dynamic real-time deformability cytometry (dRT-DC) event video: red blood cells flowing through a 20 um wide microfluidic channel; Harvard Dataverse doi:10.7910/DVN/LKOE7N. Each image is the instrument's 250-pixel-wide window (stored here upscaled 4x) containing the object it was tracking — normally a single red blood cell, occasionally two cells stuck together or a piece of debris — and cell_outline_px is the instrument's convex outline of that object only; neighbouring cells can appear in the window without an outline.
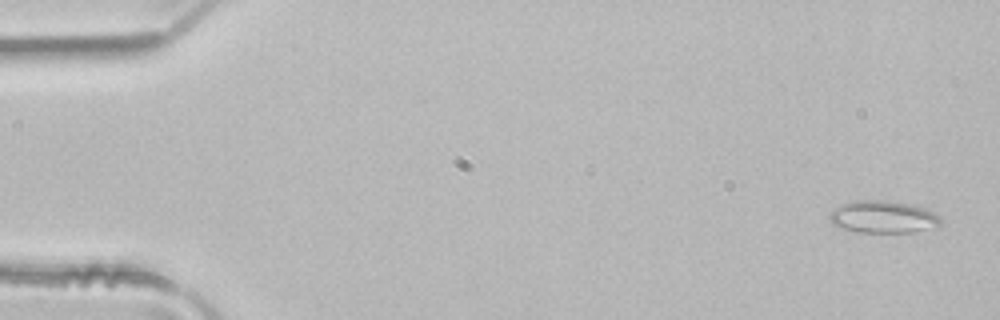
{"species": "common noctule bat (a hibernating species)", "species_latin": "Nyctalus noctula", "temperature_condition": "room temperature", "stored_images_in_passage": 4, "camera_frame_rate_fps": 3000, "um_per_image_px": 0.085, "animal": {"sex": "male", "body_mass_g": 21.5, "forearm_length_mm": 52.0}, "frame": {"image": 1, "passage_image": 1, "time_ms": 0.0, "image_size_px": [1000, 320], "cell_outline_px": [[940, 224], [916, 232], [856, 232], [832, 224], [828, 216], [836, 208], [844, 204], [856, 200], [884, 200], [908, 204], [924, 208], [940, 216]], "centroid_in_image_um": [75.05, 18.44], "position_along_channel_um": 10.0, "area_um2": 20.52}}